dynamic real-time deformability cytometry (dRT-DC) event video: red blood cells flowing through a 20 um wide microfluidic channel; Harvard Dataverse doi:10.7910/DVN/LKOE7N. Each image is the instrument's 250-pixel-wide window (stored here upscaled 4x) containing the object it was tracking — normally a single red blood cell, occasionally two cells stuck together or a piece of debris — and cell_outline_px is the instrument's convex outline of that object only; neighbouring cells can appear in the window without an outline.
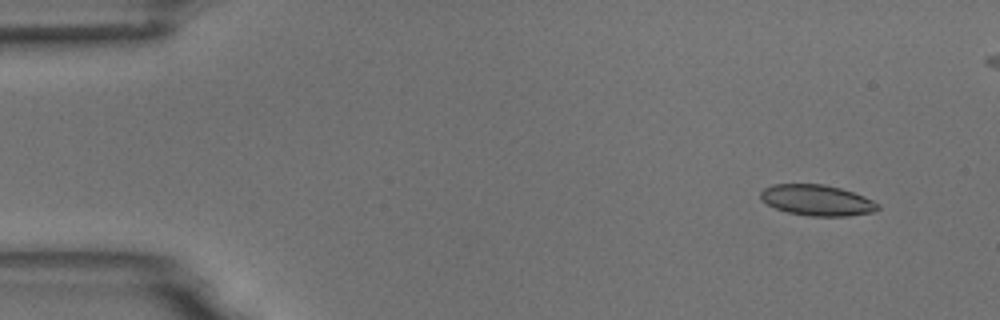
{"species": "common noctule bat (a hibernating species)", "species_latin": "Nyctalus noctula", "temperature_condition": "room temperature", "stored_images_in_passage": 5, "camera_frame_rate_fps": 3000, "um_per_image_px": 0.085, "animal": {"sex": "male", "body_mass_g": 18.8}, "frame": {"image": 1, "passage_image": 1, "time_ms": 0.0, "image_size_px": [1000, 320], "cell_outline_px": [[880, 208], [876, 212], [848, 216], [808, 216], [788, 212], [776, 208], [760, 200], [760, 192], [764, 188], [772, 184], [824, 184], [840, 188], [864, 196], [880, 204]], "centroid_in_image_um": [69.46, 17.02], "position_along_channel_um": 15.5, "area_um2": 21.21}}